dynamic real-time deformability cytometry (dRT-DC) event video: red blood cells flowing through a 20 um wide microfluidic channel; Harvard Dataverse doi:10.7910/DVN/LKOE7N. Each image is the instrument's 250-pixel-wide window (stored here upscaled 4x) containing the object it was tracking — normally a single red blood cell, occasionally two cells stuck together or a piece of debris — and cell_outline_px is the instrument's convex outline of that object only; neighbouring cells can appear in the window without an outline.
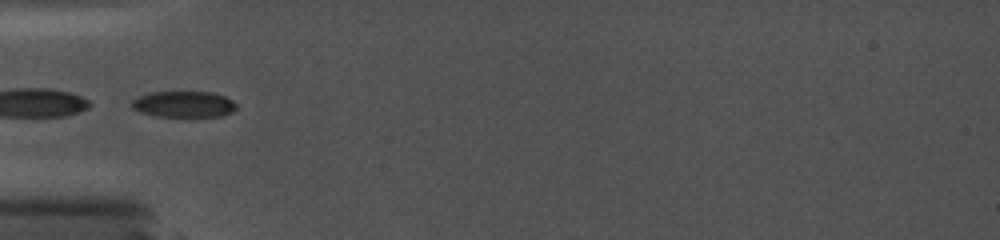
{"species": "common noctule bat (a hibernating species)", "species_latin": "Nyctalus noctula", "temperature_condition": "cold", "stored_images_in_passage": 2, "camera_frame_rate_fps": 5000, "um_per_image_px": 0.085, "animal": {"sex": "female", "body_mass_g": 19.0, "forearm_length_mm": 56.7}, "frame": {"image": 1, "passage_image": 1, "time_ms": 0.0, "image_size_px": [1000, 240], "cell_outline_px": [[236, 108], [232, 112], [220, 116], [156, 116], [140, 112], [132, 108], [132, 100], [148, 92], [212, 92], [224, 96], [232, 100], [236, 104]], "centroid_in_image_um": [15.61, 8.85], "position_along_channel_um": 69.4, "area_um2": 15.84}}